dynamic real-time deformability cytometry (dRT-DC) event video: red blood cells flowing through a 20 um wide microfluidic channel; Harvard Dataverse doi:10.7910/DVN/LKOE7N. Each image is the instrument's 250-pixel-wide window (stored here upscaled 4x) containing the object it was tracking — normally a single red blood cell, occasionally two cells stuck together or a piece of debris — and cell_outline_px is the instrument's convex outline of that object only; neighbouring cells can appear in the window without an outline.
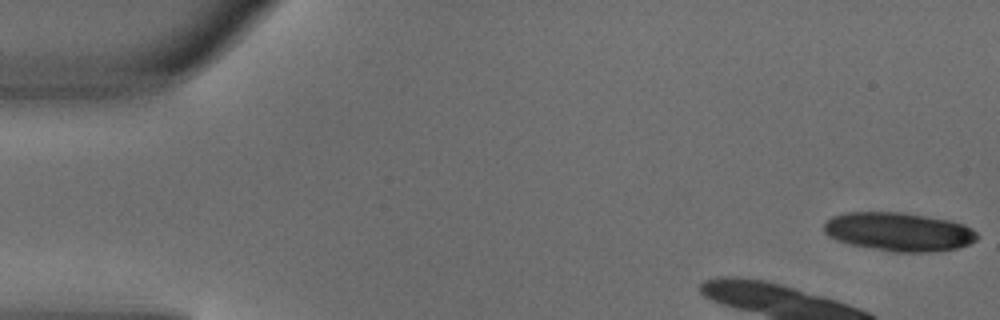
{"species": "common noctule bat (a hibernating species)", "species_latin": "Nyctalus noctula", "temperature_condition": "warm", "stored_images_in_passage": 4, "camera_frame_rate_fps": 3000, "um_per_image_px": 0.085, "animal": {"sex": "male", "body_mass_g": 18.8}, "frame": {"image": 1, "passage_image": 1, "time_ms": 0.0, "image_size_px": [1000, 320], "cell_outline_px": [[980, 236], [976, 240], [968, 244], [956, 248], [928, 252], [892, 252], [852, 244], [836, 240], [828, 236], [824, 232], [824, 224], [832, 216], [848, 212], [904, 212], [952, 220], [964, 224], [972, 228]], "centroid_in_image_um": [76.42, 19.69], "position_along_channel_um": 8.6, "area_um2": 34.62}}